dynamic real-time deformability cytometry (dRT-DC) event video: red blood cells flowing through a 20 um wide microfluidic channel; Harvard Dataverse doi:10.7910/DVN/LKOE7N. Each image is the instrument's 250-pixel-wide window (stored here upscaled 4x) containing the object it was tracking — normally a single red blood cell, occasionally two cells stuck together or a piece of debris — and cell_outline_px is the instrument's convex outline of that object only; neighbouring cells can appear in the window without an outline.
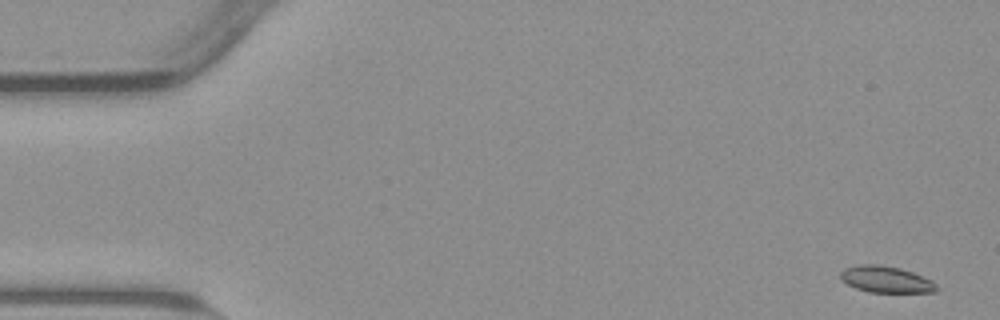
{"species": "common noctule bat (a hibernating species)", "species_latin": "Nyctalus noctula", "temperature_condition": "warm", "stored_images_in_passage": 53, "camera_frame_rate_fps": 3000, "um_per_image_px": 0.085, "animal": {"sex": "male", "body_mass_g": 23.1, "forearm_length_mm": 52.7}, "frame": {"image": 1, "passage_image": 1, "time_ms": 0.0, "image_size_px": [1000, 320], "cell_outline_px": [[940, 288], [936, 292], [868, 292], [856, 288], [840, 280], [840, 272], [844, 268], [860, 264], [876, 264], [900, 268], [912, 272], [932, 280]], "centroid_in_image_um": [75.31, 23.75], "position_along_channel_um": 9.7, "area_um2": 14.91}}
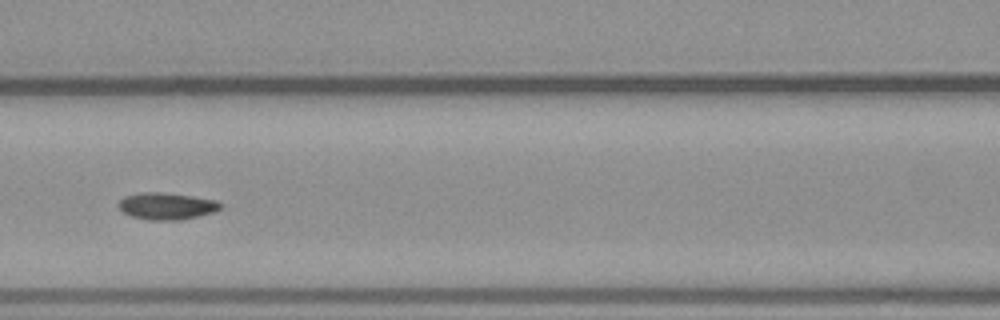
{"frame": {"image": 2, "passage_image": 23, "time_ms": 7.333, "image_size_px": [1000, 320], "cell_outline_px": [[224, 204], [220, 208], [212, 212], [180, 220], [148, 220], [132, 216], [124, 212], [116, 204], [124, 196], [140, 192], [164, 192], [192, 196], [216, 200]], "centroid_in_image_um": [14.14, 17.5], "position_along_channel_um": 152.5, "area_um2": 15.95}}
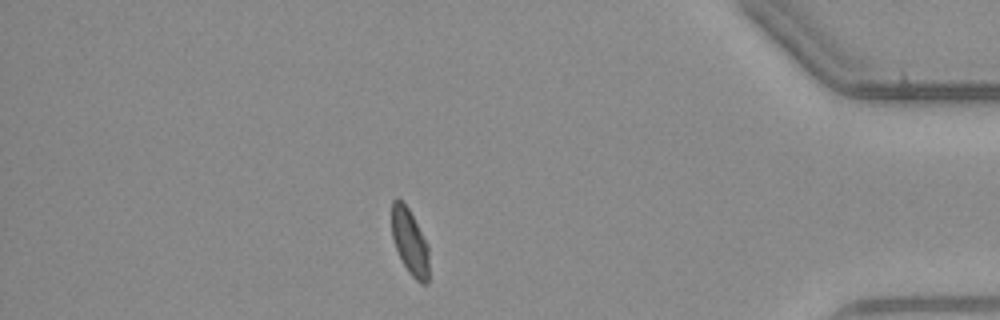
{"frame": {"image": 3, "passage_image": 46, "time_ms": 15.0, "image_size_px": [1000, 320], "cell_outline_px": [[428, 284], [420, 284], [408, 272], [396, 248], [392, 236], [392, 200], [396, 196], [404, 200], [428, 244]], "centroid_in_image_um": [34.83, 20.52], "position_along_channel_um": 400.4, "area_um2": 14.39}, "authors_computed_cell_mechanics": {"area_um2": 15.317, "velocity_mm_per_s": 3.801, "shape_relaxation_time_tau1_ms": 8.9055, "shape_relaxation_time_tau2_ms": 1.8874, "deformation_change_tau1": 0.153, "deformation_change_tau2": 0.0474}}